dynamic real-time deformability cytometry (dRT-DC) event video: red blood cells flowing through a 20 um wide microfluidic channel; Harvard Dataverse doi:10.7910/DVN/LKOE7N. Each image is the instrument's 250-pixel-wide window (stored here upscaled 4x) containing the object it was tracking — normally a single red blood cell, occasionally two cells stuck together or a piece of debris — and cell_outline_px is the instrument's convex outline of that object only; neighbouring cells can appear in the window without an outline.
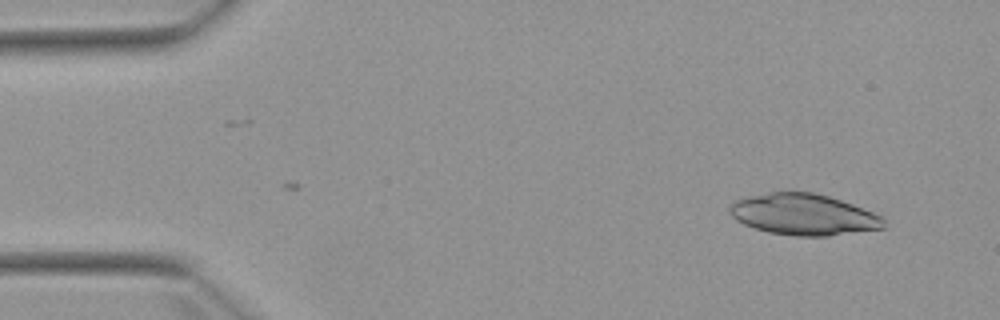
{"species": "Egyptian fruit bat (a non-hibernating species)", "species_latin": "Rousettus aegyptiacus", "temperature_condition": "warm", "stored_images_in_passage": 5, "camera_frame_rate_fps": 3000, "um_per_image_px": 0.085, "animal": {"sex": "female"}, "frame": {"image": 1, "passage_image": 1, "time_ms": 0.0, "image_size_px": [1000, 320], "cell_outline_px": [[884, 228], [828, 236], [796, 236], [768, 232], [744, 224], [736, 220], [728, 212], [728, 204], [736, 200], [768, 192], [812, 192], [828, 196], [852, 204], [872, 212], [880, 216], [884, 220]], "centroid_in_image_um": [68.26, 18.24], "position_along_channel_um": 16.7, "area_um2": 36.76}}